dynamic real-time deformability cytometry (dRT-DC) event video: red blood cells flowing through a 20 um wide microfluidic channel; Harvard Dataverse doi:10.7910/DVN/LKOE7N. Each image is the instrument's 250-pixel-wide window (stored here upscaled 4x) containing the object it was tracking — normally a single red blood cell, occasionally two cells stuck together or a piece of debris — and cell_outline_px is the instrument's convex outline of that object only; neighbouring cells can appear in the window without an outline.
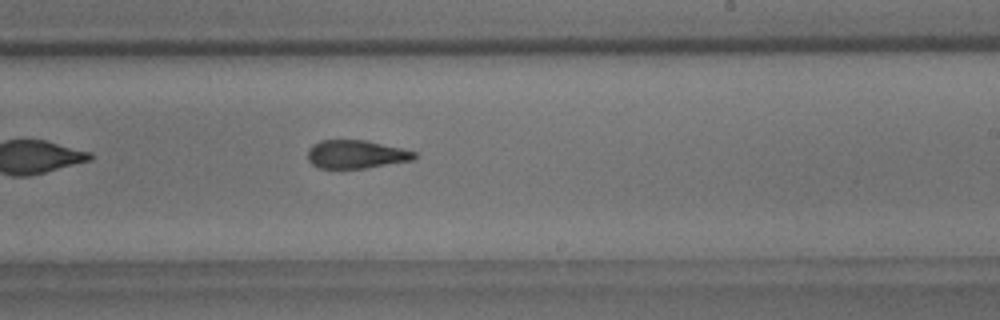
{"species": "common noctule bat (a hibernating species)", "species_latin": "Nyctalus noctula", "temperature_condition": "room temperature", "stored_images_in_passage": 35, "camera_frame_rate_fps": 3000, "um_per_image_px": 0.085, "animal": {"sex": "male", "body_mass_g": 18.8}, "frame": {"image": 1, "passage_image": 16, "time_ms": 5.0, "image_size_px": [1000, 320], "cell_outline_px": [[416, 156], [412, 160], [364, 168], [316, 168], [308, 160], [308, 148], [312, 144], [320, 140], [364, 140], [404, 148], [416, 152]], "centroid_in_image_um": [30.24, 13.11], "position_along_channel_um": 258.8, "area_um2": 17.63}}